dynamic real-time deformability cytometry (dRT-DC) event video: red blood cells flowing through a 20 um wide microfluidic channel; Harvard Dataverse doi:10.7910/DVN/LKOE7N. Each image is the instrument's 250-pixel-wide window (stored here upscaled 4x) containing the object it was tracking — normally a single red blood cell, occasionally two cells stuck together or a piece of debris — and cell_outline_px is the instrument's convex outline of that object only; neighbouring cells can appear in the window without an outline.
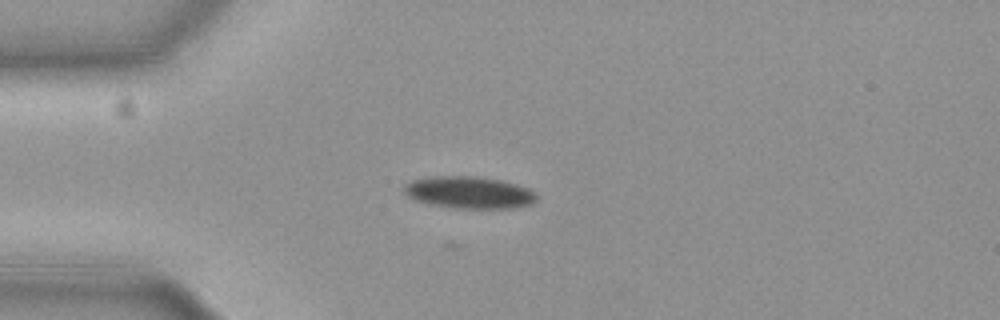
{"species": "common noctule bat (a hibernating species)", "species_latin": "Nyctalus noctula", "temperature_condition": "cold", "stored_images_in_passage": 38, "camera_frame_rate_fps": 3000, "um_per_image_px": 0.085, "animal": {"sex": "female", "body_mass_g": 19.3, "forearm_length_mm": 54.1}, "frame": {"image": 1, "passage_image": 2, "time_ms": 0.333, "image_size_px": [1000, 320], "cell_outline_px": [[536, 200], [528, 204], [512, 208], [452, 208], [432, 204], [416, 200], [408, 196], [404, 192], [404, 184], [412, 180], [432, 176], [476, 176], [500, 180], [516, 184], [528, 188], [536, 192]], "centroid_in_image_um": [39.86, 16.35], "position_along_channel_um": 45.1, "area_um2": 24.62}}
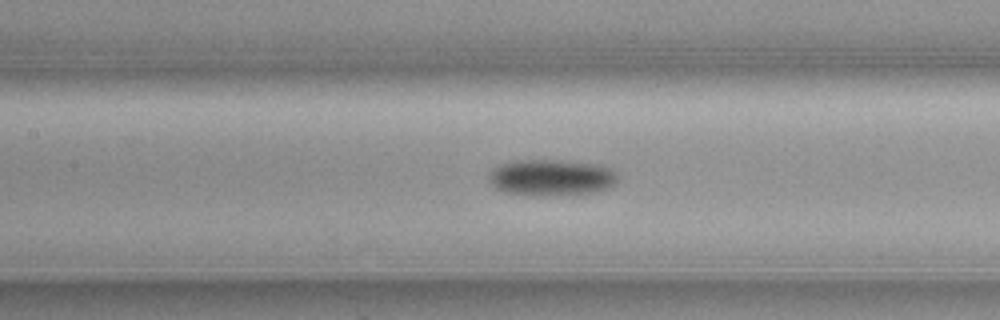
{"frame": {"image": 2, "passage_image": 13, "time_ms": 4.0, "image_size_px": [1000, 320], "cell_outline_px": [[620, 180], [616, 184], [608, 188], [592, 192], [552, 196], [532, 196], [504, 192], [492, 188], [488, 180], [488, 172], [500, 164], [516, 160], [568, 160], [600, 164], [612, 168], [616, 172]], "centroid_in_image_um": [46.86, 15.09], "position_along_channel_um": 160.5, "area_um2": 28.15}}
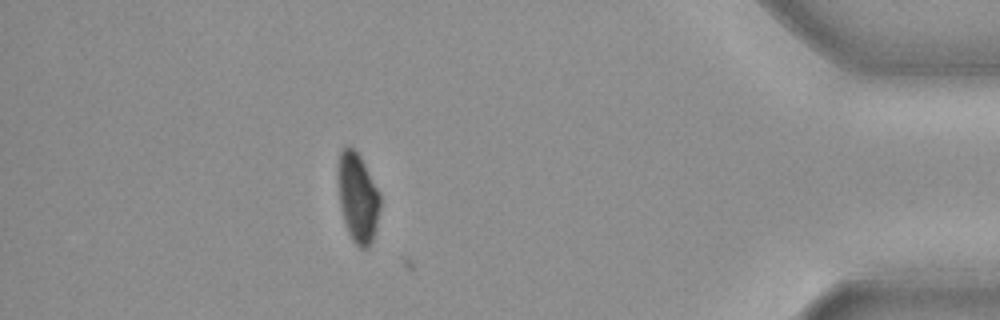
{"frame": {"image": 3, "passage_image": 37, "time_ms": 12.0, "image_size_px": [1000, 320], "cell_outline_px": [[380, 208], [376, 228], [372, 240], [368, 248], [360, 248], [352, 240], [348, 232], [340, 208], [336, 176], [336, 164], [340, 152], [348, 144], [360, 156], [380, 192]], "centroid_in_image_um": [30.38, 16.76], "position_along_channel_um": 404.8, "area_um2": 22.37}}